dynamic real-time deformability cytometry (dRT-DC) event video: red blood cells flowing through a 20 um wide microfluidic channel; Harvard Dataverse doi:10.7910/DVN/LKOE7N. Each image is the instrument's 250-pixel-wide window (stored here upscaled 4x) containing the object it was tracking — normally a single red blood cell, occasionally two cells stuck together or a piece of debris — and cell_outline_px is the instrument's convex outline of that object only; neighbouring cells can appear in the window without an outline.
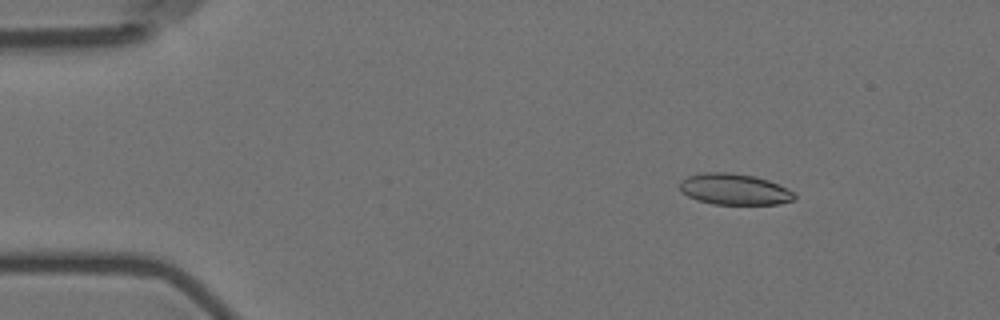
{"species": "Egyptian fruit bat (a non-hibernating species)", "species_latin": "Rousettus aegyptiacus", "temperature_condition": "room temperature", "stored_images_in_passage": 6, "camera_frame_rate_fps": 3000, "um_per_image_px": 0.085, "animal": {"sex": "female"}, "frame": {"image": 1, "passage_image": 3, "time_ms": 2.333, "image_size_px": [1000, 320], "cell_outline_px": [[796, 200], [780, 204], [712, 204], [696, 200], [688, 196], [680, 188], [680, 180], [688, 176], [704, 172], [728, 172], [752, 176], [768, 180], [792, 192], [796, 196]], "centroid_in_image_um": [62.4, 16.09], "position_along_channel_um": 22.6, "area_um2": 20.63}}
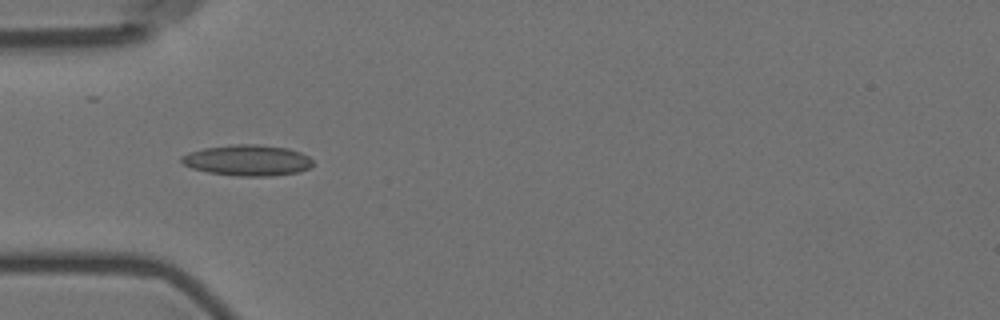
{"frame": {"image": 2, "passage_image": 5, "time_ms": 5.667, "image_size_px": [1000, 320], "cell_outline_px": [[312, 164], [308, 168], [300, 172], [272, 176], [240, 176], [208, 172], [192, 168], [184, 164], [180, 160], [180, 156], [188, 152], [204, 148], [236, 144], [256, 144], [288, 148], [300, 152], [308, 156], [312, 160]], "centroid_in_image_um": [21.03, 13.62], "position_along_channel_um": 64.0, "area_um2": 23.64}}
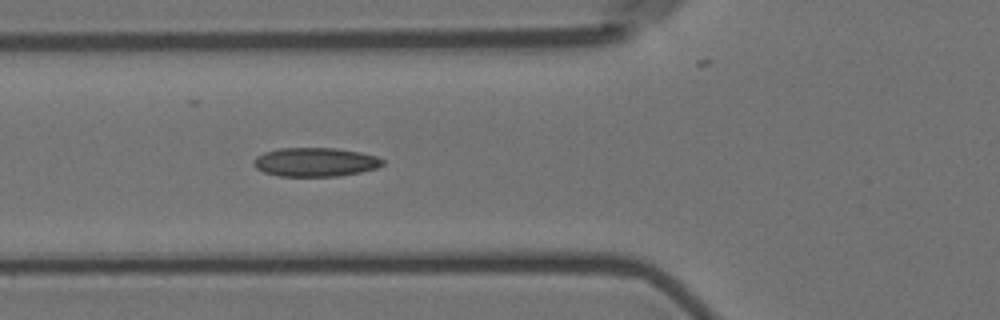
{"frame": {"image": 3, "passage_image": 6, "time_ms": 6.667, "image_size_px": [1000, 320], "cell_outline_px": [[384, 164], [376, 168], [360, 172], [340, 176], [280, 176], [264, 172], [256, 168], [252, 164], [252, 160], [256, 156], [264, 152], [280, 148], [336, 148], [360, 152], [376, 156], [384, 160]], "centroid_in_image_um": [26.78, 13.77], "position_along_channel_um": 99.0, "area_um2": 21.79}}